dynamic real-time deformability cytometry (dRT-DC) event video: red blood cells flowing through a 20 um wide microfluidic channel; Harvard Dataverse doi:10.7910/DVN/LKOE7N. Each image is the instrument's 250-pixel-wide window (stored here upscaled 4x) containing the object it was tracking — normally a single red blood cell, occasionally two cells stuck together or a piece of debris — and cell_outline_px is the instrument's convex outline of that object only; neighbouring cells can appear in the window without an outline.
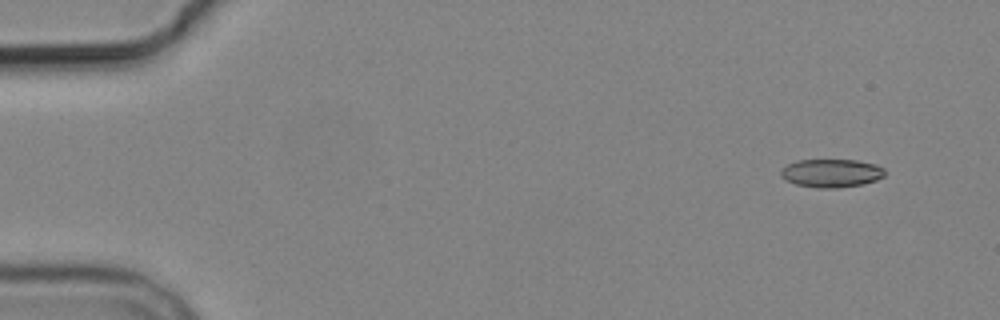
{"species": "common noctule bat (a hibernating species)", "species_latin": "Nyctalus noctula", "temperature_condition": "cold", "stored_images_in_passage": 5, "camera_frame_rate_fps": 3000, "um_per_image_px": 0.085, "animal": {"sex": "male", "body_mass_g": 19.2, "forearm_length_mm": 51.8}, "frame": {"image": 1, "passage_image": 1, "time_ms": 0.0, "image_size_px": [1000, 320], "cell_outline_px": [[884, 176], [876, 180], [864, 184], [836, 188], [816, 188], [796, 184], [784, 180], [780, 176], [780, 172], [788, 164], [796, 160], [856, 160], [876, 164], [884, 168]], "centroid_in_image_um": [70.66, 14.72], "position_along_channel_um": 14.3, "area_um2": 17.22}}
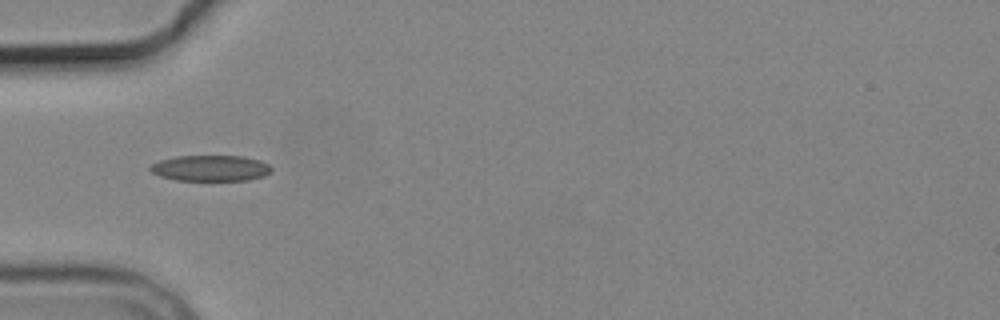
{"frame": {"image": 2, "passage_image": 5, "time_ms": 4.667, "image_size_px": [1000, 320], "cell_outline_px": [[272, 172], [264, 176], [248, 180], [176, 180], [160, 176], [152, 172], [148, 168], [152, 164], [160, 160], [176, 156], [244, 156], [260, 160], [268, 164], [272, 168]], "centroid_in_image_um": [17.92, 14.29], "position_along_channel_um": 67.1, "area_um2": 18.32}}